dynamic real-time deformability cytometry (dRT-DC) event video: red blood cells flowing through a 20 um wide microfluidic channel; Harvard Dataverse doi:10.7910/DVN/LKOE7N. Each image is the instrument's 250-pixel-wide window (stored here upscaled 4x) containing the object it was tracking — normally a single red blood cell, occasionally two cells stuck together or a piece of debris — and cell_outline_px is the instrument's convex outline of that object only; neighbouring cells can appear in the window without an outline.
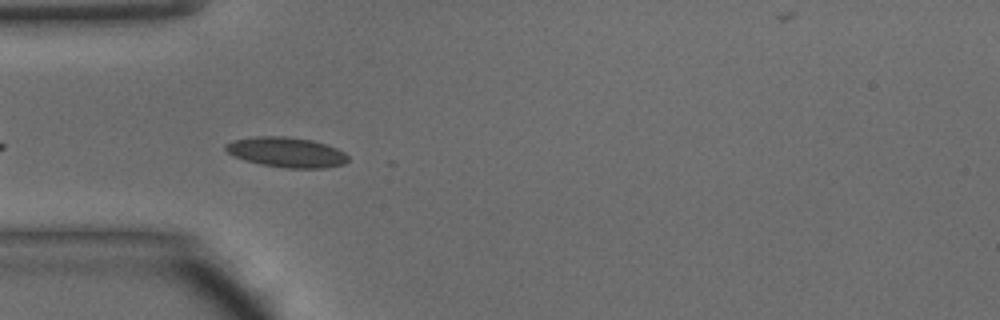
{"species": "common noctule bat (a hibernating species)", "species_latin": "Nyctalus noctula", "temperature_condition": "warm", "stored_images_in_passage": 14, "camera_frame_rate_fps": 3000, "um_per_image_px": 0.085, "animal": {"sex": "male", "body_mass_g": 15.6}, "frame": {"image": 1, "passage_image": 3, "time_ms": 0.667, "image_size_px": [1000, 320], "cell_outline_px": [[348, 160], [344, 164], [324, 168], [288, 168], [260, 164], [244, 160], [228, 152], [224, 148], [224, 144], [232, 140], [256, 136], [288, 136], [312, 140], [336, 148], [344, 152], [348, 156]], "centroid_in_image_um": [24.34, 12.93], "position_along_channel_um": 60.7, "area_um2": 21.44}}
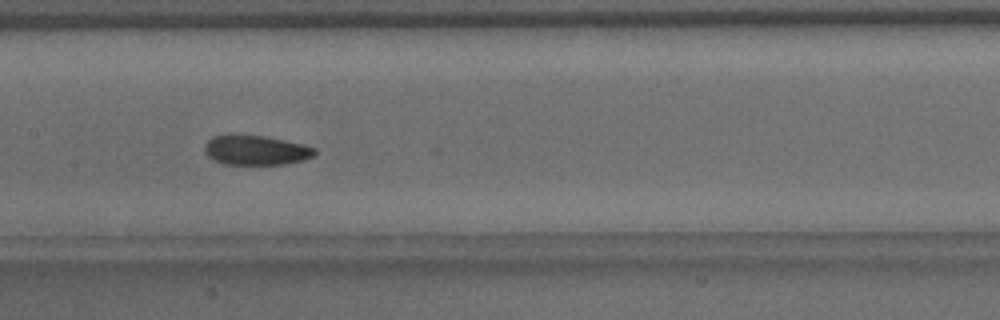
{"frame": {"image": 2, "passage_image": 12, "time_ms": 3.667, "image_size_px": [1000, 320], "cell_outline_px": [[316, 152], [312, 156], [304, 160], [284, 164], [224, 164], [208, 156], [204, 152], [204, 144], [212, 136], [228, 132], [236, 132], [264, 136], [304, 144], [316, 148]], "centroid_in_image_um": [21.69, 12.72], "position_along_channel_um": 185.7, "area_um2": 19.59}}